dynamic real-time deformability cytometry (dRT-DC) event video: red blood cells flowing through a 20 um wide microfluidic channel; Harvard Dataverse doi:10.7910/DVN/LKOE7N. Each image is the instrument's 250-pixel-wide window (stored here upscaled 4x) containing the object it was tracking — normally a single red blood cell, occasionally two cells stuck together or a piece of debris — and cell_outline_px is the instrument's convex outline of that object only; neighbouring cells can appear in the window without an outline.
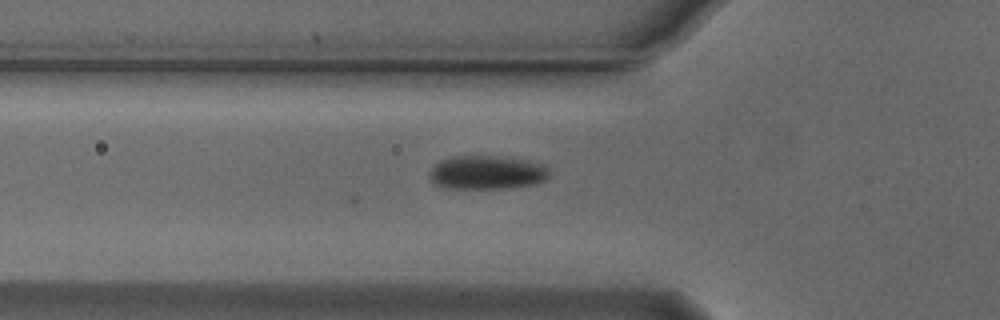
{"species": "Egyptian fruit bat (a non-hibernating species)", "species_latin": "Rousettus aegyptiacus", "temperature_condition": "cold", "stored_images_in_passage": 11, "camera_frame_rate_fps": 3000, "um_per_image_px": 0.085, "animal": {"sex": "male"}, "frame": {"image": 1, "passage_image": 9, "time_ms": 2.667, "image_size_px": [1000, 320], "cell_outline_px": [[548, 176], [544, 180], [536, 184], [512, 188], [444, 188], [432, 184], [428, 176], [428, 172], [440, 160], [452, 156], [492, 156], [520, 160], [544, 164], [548, 168]], "centroid_in_image_um": [41.32, 14.68], "position_along_channel_um": 84.5, "area_um2": 23.58}}